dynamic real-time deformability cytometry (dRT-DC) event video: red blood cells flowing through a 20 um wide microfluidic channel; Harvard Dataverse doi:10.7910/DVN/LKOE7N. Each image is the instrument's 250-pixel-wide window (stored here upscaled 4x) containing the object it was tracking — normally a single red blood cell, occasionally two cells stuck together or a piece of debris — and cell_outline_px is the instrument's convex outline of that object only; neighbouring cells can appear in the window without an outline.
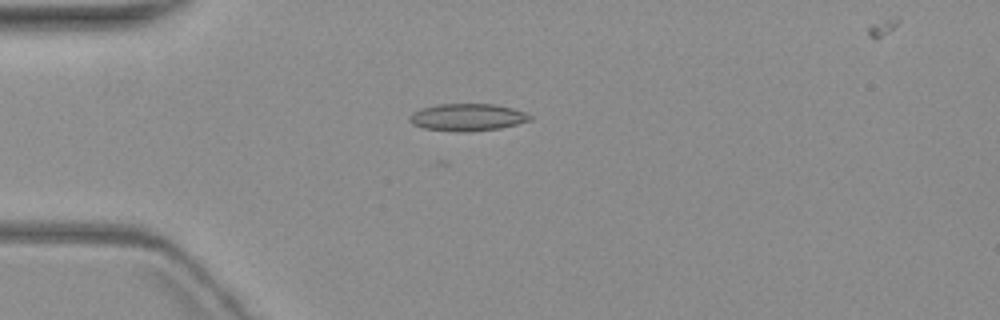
{"species": "common noctule bat (a hibernating species)", "species_latin": "Nyctalus noctula", "temperature_condition": "warm", "stored_images_in_passage": 8, "camera_frame_rate_fps": 3000, "um_per_image_px": 0.085, "animal": {"sex": "female", "body_mass_g": 19.3, "forearm_length_mm": 54.1}, "frame": {"image": 1, "passage_image": 4, "time_ms": 3.667, "image_size_px": [1000, 320], "cell_outline_px": [[532, 120], [500, 128], [464, 132], [424, 128], [412, 124], [408, 120], [408, 116], [412, 112], [420, 108], [436, 104], [496, 104], [512, 108], [524, 112], [532, 116]], "centroid_in_image_um": [39.7, 9.95], "position_along_channel_um": 45.3, "area_um2": 19.13}}
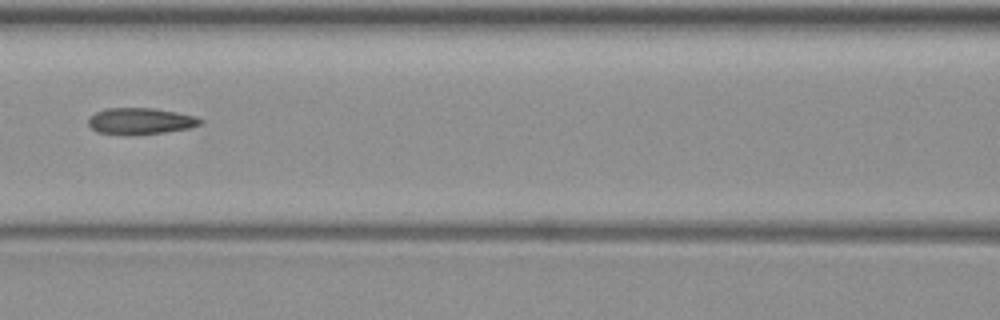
{"frame": {"image": 2, "passage_image": 7, "time_ms": 7.333, "image_size_px": [1000, 320], "cell_outline_px": [[204, 124], [192, 128], [164, 132], [132, 136], [124, 136], [96, 132], [88, 124], [88, 116], [104, 108], [156, 108], [196, 116], [204, 120]], "centroid_in_image_um": [11.95, 10.31], "position_along_channel_um": 154.7, "area_um2": 17.86}}
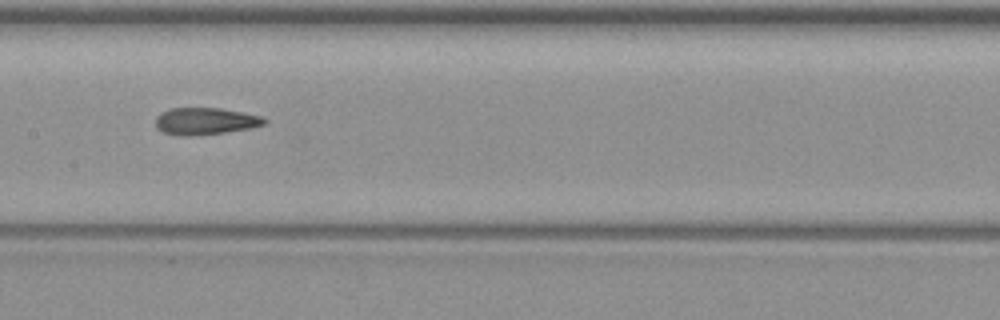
{"frame": {"image": 3, "passage_image": 8, "time_ms": 8.333, "image_size_px": [1000, 320], "cell_outline_px": [[268, 120], [264, 124], [252, 128], [224, 132], [192, 136], [180, 136], [164, 132], [156, 128], [156, 116], [160, 112], [172, 108], [220, 108], [264, 116]], "centroid_in_image_um": [17.46, 10.29], "position_along_channel_um": 189.9, "area_um2": 17.22}}